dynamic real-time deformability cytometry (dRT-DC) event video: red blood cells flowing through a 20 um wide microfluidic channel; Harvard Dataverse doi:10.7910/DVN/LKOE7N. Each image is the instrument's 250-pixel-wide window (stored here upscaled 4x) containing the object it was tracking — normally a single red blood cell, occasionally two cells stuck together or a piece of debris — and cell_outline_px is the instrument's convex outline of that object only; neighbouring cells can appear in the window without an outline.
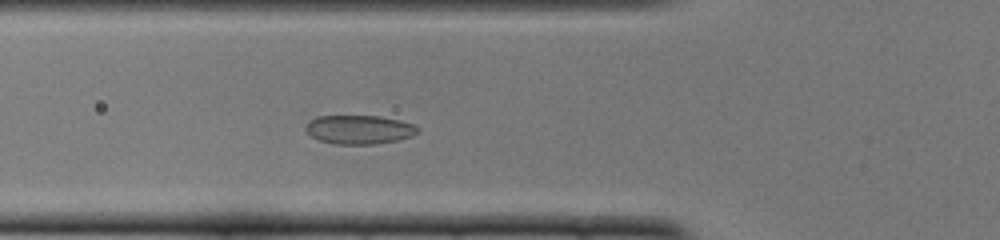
{"species": "common noctule bat (a hibernating species)", "species_latin": "Nyctalus noctula", "temperature_condition": "cold", "stored_images_in_passage": 47, "camera_frame_rate_fps": 3000, "um_per_image_px": 0.085, "animal": {"sex": "female", "body_mass_g": 22.0, "forearm_length_mm": 56.7}, "frame": {"image": 1, "passage_image": 14, "time_ms": 4.333, "image_size_px": [1000, 240], "cell_outline_px": [[420, 132], [412, 136], [396, 140], [376, 144], [332, 144], [320, 140], [312, 136], [304, 128], [308, 120], [316, 116], [380, 116], [400, 120], [412, 124], [420, 128]], "centroid_in_image_um": [30.53, 11.01], "position_along_channel_um": 95.3, "area_um2": 18.96}}
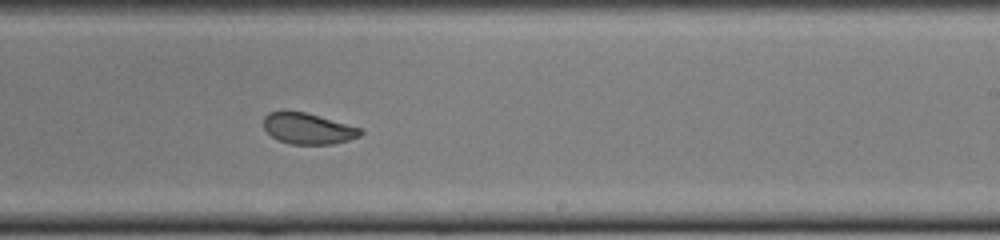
{"frame": {"image": 2, "passage_image": 27, "time_ms": 8.667, "image_size_px": [1000, 240], "cell_outline_px": [[364, 132], [360, 136], [348, 140], [332, 144], [288, 144], [276, 140], [264, 128], [264, 116], [268, 112], [284, 108], [304, 112], [364, 128]], "centroid_in_image_um": [26.16, 10.9], "position_along_channel_um": 262.8, "area_um2": 18.03}}
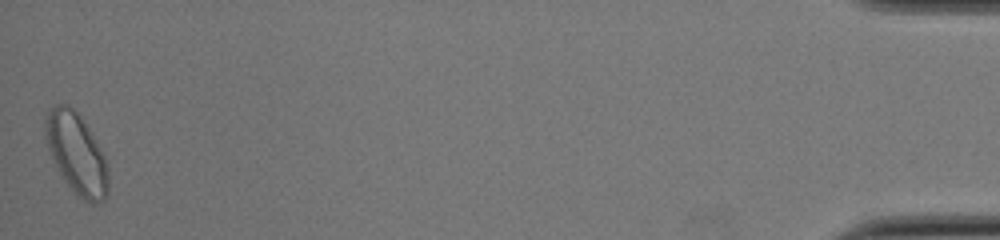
{"frame": {"image": 3, "passage_image": 47, "time_ms": 15.333, "image_size_px": [1000, 240], "cell_outline_px": [[108, 196], [104, 200], [92, 204], [84, 200], [64, 180], [48, 148], [44, 136], [44, 120], [48, 112], [56, 104], [68, 104], [80, 116], [92, 132], [104, 152], [108, 168]], "centroid_in_image_um": [6.53, 13.03], "position_along_channel_um": 428.7, "area_um2": 29.59}, "authors_computed_cell_mechanics": {"area_um2": 19.5942, "velocity_mm_per_s": 3.8778, "shape_relaxation_time_tau1_ms": 5.0373, "shape_relaxation_time_tau2_ms": 1.4061, "deformation_change_tau1": 0.1039, "deformation_change_tau2": 0.0603}}